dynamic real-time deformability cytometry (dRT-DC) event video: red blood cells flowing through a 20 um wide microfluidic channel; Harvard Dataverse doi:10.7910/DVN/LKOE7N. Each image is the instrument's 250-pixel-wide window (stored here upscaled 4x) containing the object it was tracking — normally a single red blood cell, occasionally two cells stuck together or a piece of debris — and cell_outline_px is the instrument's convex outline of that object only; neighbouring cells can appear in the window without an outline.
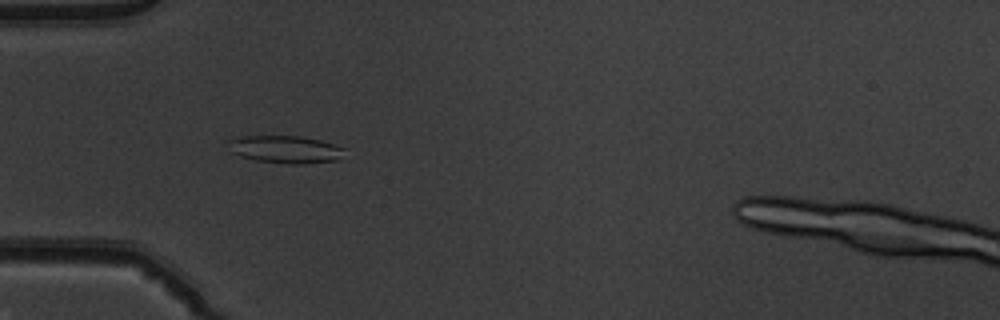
{"species": "common noctule bat (a hibernating species)", "species_latin": "Nyctalus noctula", "temperature_condition": "warm", "stored_images_in_passage": 52, "camera_frame_rate_fps": 3000, "um_per_image_px": 0.085, "animal": {"sex": "male", "body_mass_g": 19.5, "forearm_length_mm": 54.6}, "frame": {"image": 1, "passage_image": 17, "time_ms": 5.333, "image_size_px": [1000, 320], "cell_outline_px": [[344, 148], [336, 160], [304, 164], [288, 164], [256, 160], [240, 156], [228, 152], [228, 140], [244, 136], [300, 136], [320, 140]], "centroid_in_image_um": [24.17, 12.7], "position_along_channel_um": 60.8, "area_um2": 18.5}}
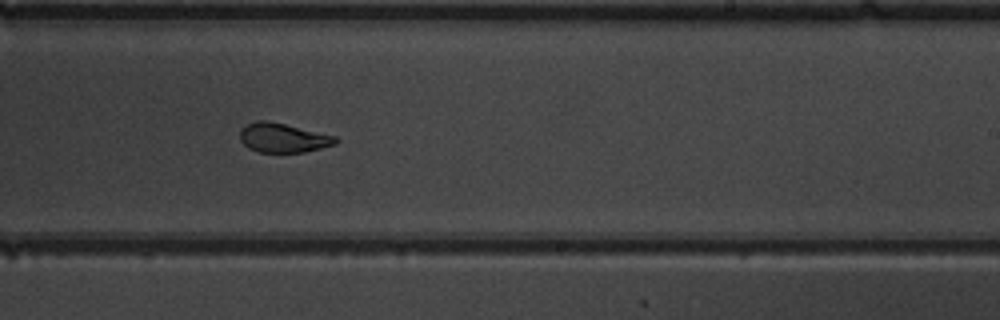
{"frame": {"image": 2, "passage_image": 33, "time_ms": 10.667, "image_size_px": [1000, 320], "cell_outline_px": [[340, 140], [336, 144], [304, 152], [260, 152], [248, 148], [240, 140], [240, 128], [244, 124], [256, 120], [264, 120], [284, 124], [336, 136]], "centroid_in_image_um": [24.03, 11.71], "position_along_channel_um": 265.0, "area_um2": 16.36}}
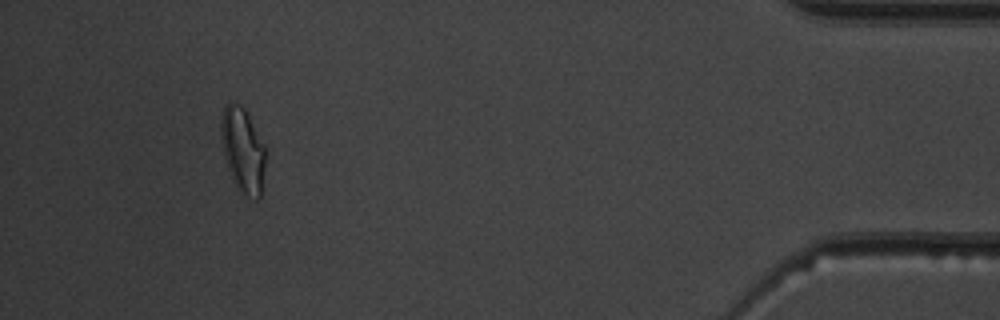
{"frame": {"image": 3, "passage_image": 49, "time_ms": 16.0, "image_size_px": [1000, 320], "cell_outline_px": [[264, 168], [260, 196], [256, 200], [240, 192], [236, 188], [228, 168], [224, 156], [220, 136], [220, 120], [224, 108], [232, 100], [244, 108], [264, 144]], "centroid_in_image_um": [20.61, 12.75], "position_along_channel_um": 414.6, "area_um2": 21.79}}